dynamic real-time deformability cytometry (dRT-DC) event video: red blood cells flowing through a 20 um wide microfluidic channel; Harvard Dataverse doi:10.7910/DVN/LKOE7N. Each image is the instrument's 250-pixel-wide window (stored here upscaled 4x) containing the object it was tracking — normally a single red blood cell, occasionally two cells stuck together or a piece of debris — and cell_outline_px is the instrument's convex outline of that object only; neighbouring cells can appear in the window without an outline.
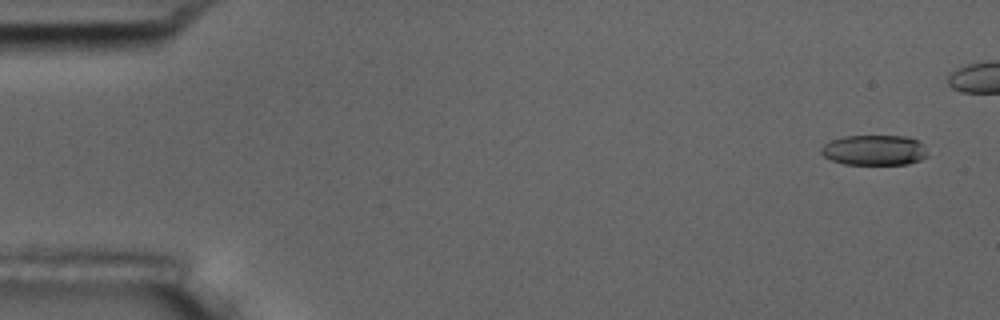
{"species": "common noctule bat (a hibernating species)", "species_latin": "Nyctalus noctula", "temperature_condition": "room temperature", "stored_images_in_passage": 12, "camera_frame_rate_fps": 3000, "um_per_image_px": 0.085, "animal": {"sex": "male", "body_mass_g": 17.5, "forearm_length_mm": 52.3}, "frame": {"image": 1, "passage_image": 3, "time_ms": 0.667, "image_size_px": [1000, 320], "cell_outline_px": [[928, 156], [920, 160], [908, 164], [844, 164], [832, 160], [824, 156], [820, 152], [820, 148], [824, 144], [832, 140], [844, 136], [908, 136], [920, 140]], "centroid_in_image_um": [74.33, 12.76], "position_along_channel_um": 10.7, "area_um2": 18.84}}